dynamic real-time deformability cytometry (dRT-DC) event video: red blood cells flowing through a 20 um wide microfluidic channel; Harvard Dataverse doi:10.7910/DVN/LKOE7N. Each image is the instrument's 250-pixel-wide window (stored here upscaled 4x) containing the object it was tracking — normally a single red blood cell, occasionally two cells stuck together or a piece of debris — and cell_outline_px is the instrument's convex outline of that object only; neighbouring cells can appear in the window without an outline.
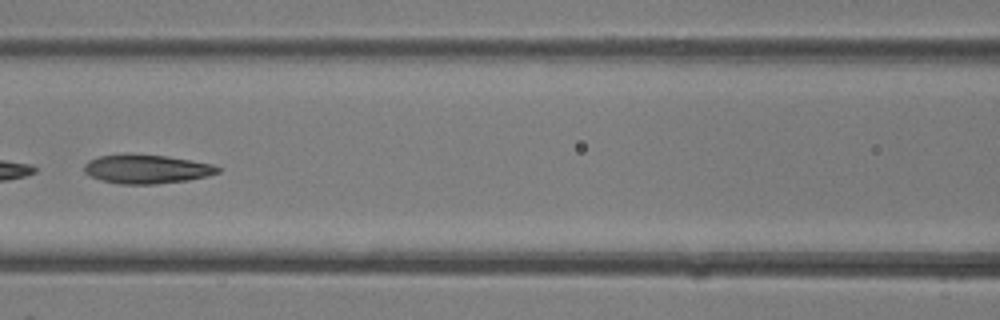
{"species": "common noctule bat (a hibernating species)", "species_latin": "Nyctalus noctula", "temperature_condition": "room temperature", "stored_images_in_passage": 35, "camera_frame_rate_fps": 3000, "um_per_image_px": 0.085, "animal": {"sex": "female"}, "frame": {"image": 1, "passage_image": 16, "time_ms": 5.0, "image_size_px": [1000, 320], "cell_outline_px": [[220, 172], [208, 176], [188, 180], [156, 184], [120, 184], [100, 180], [84, 172], [84, 164], [88, 160], [100, 156], [128, 152], [168, 156], [192, 160], [212, 164], [220, 168]], "centroid_in_image_um": [12.45, 14.35], "position_along_channel_um": 154.2, "area_um2": 22.95}}